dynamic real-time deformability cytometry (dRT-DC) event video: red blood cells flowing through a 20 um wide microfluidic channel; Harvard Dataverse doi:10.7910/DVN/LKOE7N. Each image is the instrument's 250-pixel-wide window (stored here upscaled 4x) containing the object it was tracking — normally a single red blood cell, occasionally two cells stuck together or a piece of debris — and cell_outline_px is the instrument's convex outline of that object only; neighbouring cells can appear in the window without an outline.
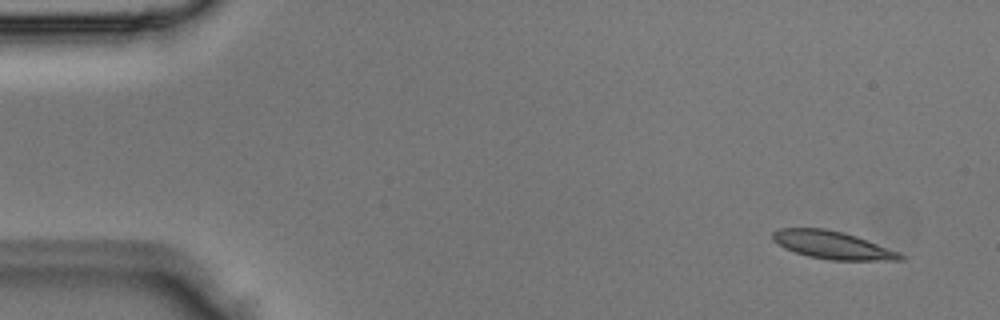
{"species": "Egyptian fruit bat (a non-hibernating species)", "species_latin": "Rousettus aegyptiacus", "temperature_condition": "room temperature", "stored_images_in_passage": 3, "camera_frame_rate_fps": 3000, "um_per_image_px": 0.085, "animal": {"sex": "male"}, "frame": {"image": 1, "passage_image": 1, "time_ms": 0.0, "image_size_px": [1000, 320], "cell_outline_px": [[904, 260], [832, 260], [808, 256], [784, 248], [772, 240], [772, 232], [780, 228], [824, 228], [844, 232], [868, 240], [900, 252], [904, 256]], "centroid_in_image_um": [70.76, 20.82], "position_along_channel_um": 14.2, "area_um2": 20.69}}
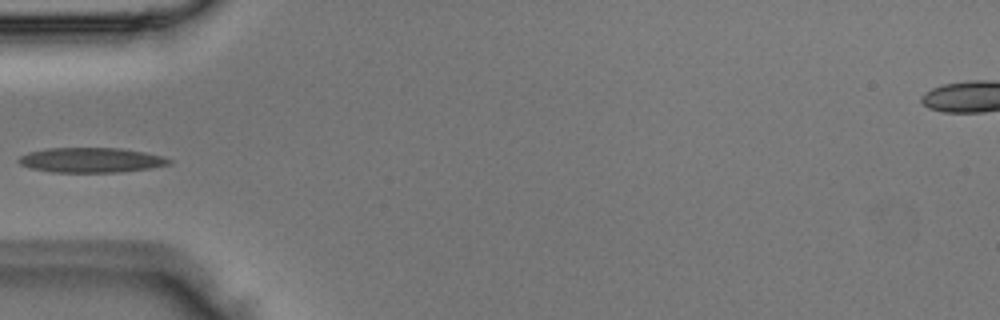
{"frame": {"image": 2, "passage_image": 3, "time_ms": 0.667, "image_size_px": [1000, 320], "cell_outline_px": [[172, 164], [152, 168], [120, 172], [52, 172], [32, 168], [20, 164], [16, 160], [20, 156], [28, 152], [48, 148], [120, 148], [144, 152], [164, 156], [172, 160]], "centroid_in_image_um": [7.78, 13.6], "position_along_channel_um": 77.2, "area_um2": 21.91}}